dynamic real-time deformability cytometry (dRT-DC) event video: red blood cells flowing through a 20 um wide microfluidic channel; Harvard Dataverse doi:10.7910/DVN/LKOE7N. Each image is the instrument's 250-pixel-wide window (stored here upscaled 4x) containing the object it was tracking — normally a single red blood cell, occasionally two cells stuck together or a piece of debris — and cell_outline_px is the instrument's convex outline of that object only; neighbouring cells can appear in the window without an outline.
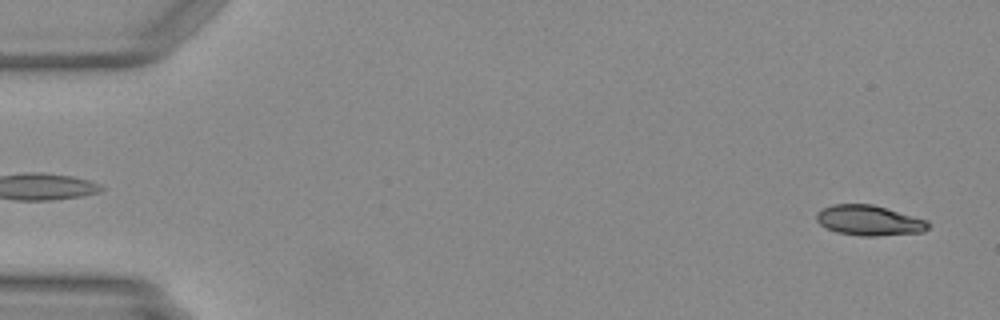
{"species": "Egyptian fruit bat (a non-hibernating species)", "species_latin": "Rousettus aegyptiacus", "temperature_condition": "warm", "stored_images_in_passage": 49, "camera_frame_rate_fps": 3000, "um_per_image_px": 0.085, "animal": {"sex": "female"}, "frame": {"image": 1, "passage_image": 2, "time_ms": 0.333, "image_size_px": [1000, 320], "cell_outline_px": [[928, 228], [924, 232], [880, 236], [860, 236], [836, 232], [820, 224], [816, 220], [816, 212], [832, 204], [872, 204], [928, 220]], "centroid_in_image_um": [73.87, 18.74], "position_along_channel_um": 11.1, "area_um2": 19.71}}
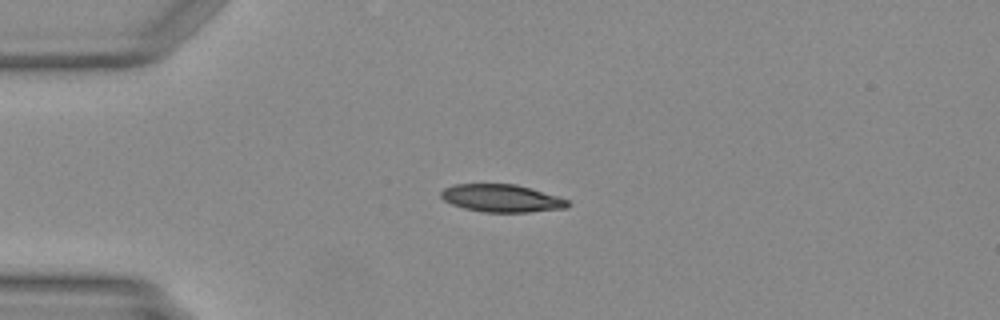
{"frame": {"image": 2, "passage_image": 12, "time_ms": 3.667, "image_size_px": [1000, 320], "cell_outline_px": [[572, 204], [564, 208], [528, 212], [484, 212], [464, 208], [452, 204], [444, 200], [440, 196], [440, 192], [444, 188], [452, 184], [516, 184], [556, 196], [568, 200]], "centroid_in_image_um": [42.6, 16.85], "position_along_channel_um": 42.4, "area_um2": 20.29}}
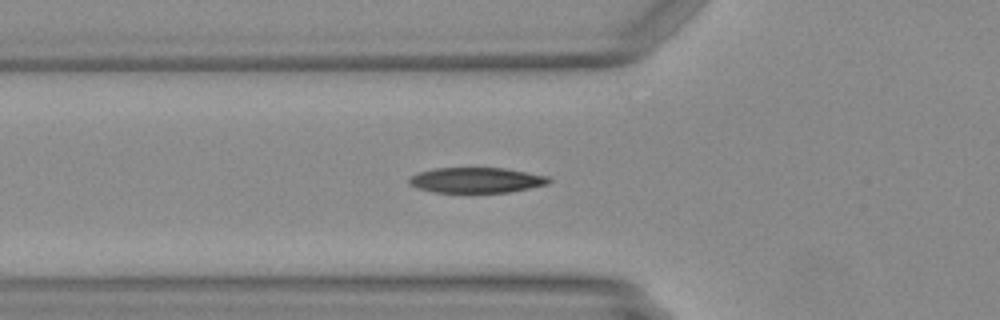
{"frame": {"image": 3, "passage_image": 17, "time_ms": 5.333, "image_size_px": [1000, 320], "cell_outline_px": [[552, 180], [548, 184], [508, 192], [432, 192], [416, 188], [408, 184], [408, 180], [412, 176], [420, 172], [436, 168], [504, 168], [548, 176]], "centroid_in_image_um": [40.47, 15.31], "position_along_channel_um": 85.3, "area_um2": 20.52}}